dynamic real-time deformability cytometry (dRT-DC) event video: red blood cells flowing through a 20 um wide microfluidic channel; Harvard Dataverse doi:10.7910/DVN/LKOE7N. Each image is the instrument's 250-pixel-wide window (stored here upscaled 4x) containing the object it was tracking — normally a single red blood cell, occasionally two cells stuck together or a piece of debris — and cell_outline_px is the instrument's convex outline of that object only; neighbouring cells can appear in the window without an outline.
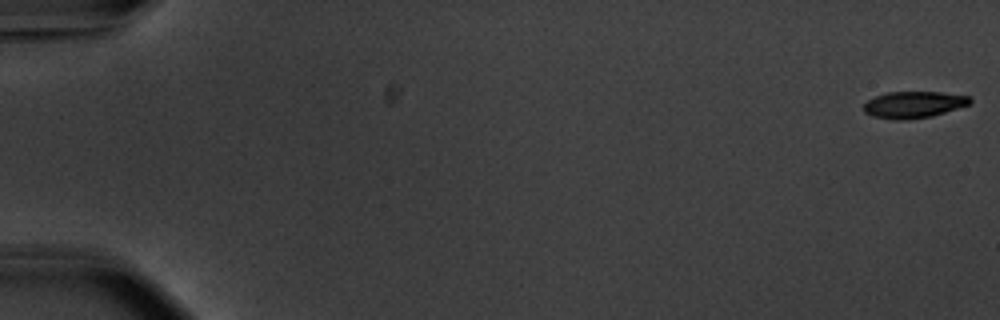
{"species": "common noctule bat (a hibernating species)", "species_latin": "Nyctalus noctula", "temperature_condition": "warm", "stored_images_in_passage": 56, "camera_frame_rate_fps": 3000, "um_per_image_px": 0.085, "animal": {"sex": "male", "body_mass_g": 20.1, "forearm_length_mm": 53.5}, "frame": {"image": 1, "passage_image": 1, "time_ms": 0.0, "image_size_px": [1000, 320], "cell_outline_px": [[972, 100], [968, 104], [932, 116], [904, 120], [896, 120], [872, 116], [864, 112], [864, 104], [868, 100], [876, 96], [888, 92], [940, 92], [968, 96]], "centroid_in_image_um": [77.62, 8.89], "position_along_channel_um": 7.4, "area_um2": 16.24}}
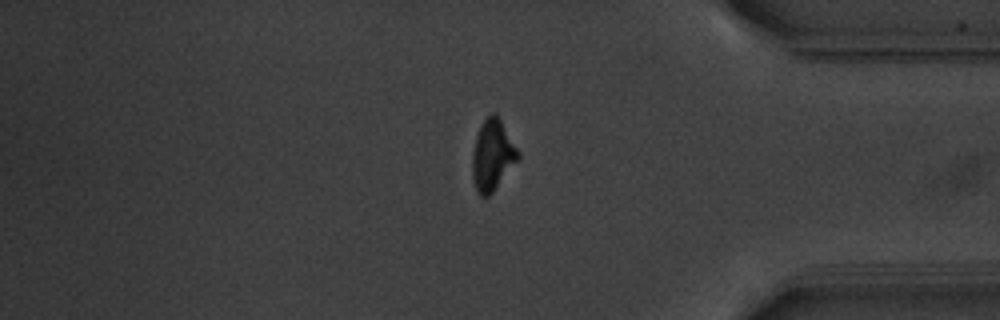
{"frame": {"image": 2, "passage_image": 47, "time_ms": 15.333, "image_size_px": [1000, 320], "cell_outline_px": [[520, 156], [492, 192], [488, 196], [480, 196], [472, 180], [472, 152], [476, 136], [480, 124], [492, 112], [496, 112], [520, 152]], "centroid_in_image_um": [41.84, 13.15], "position_along_channel_um": 393.4, "area_um2": 18.73}}
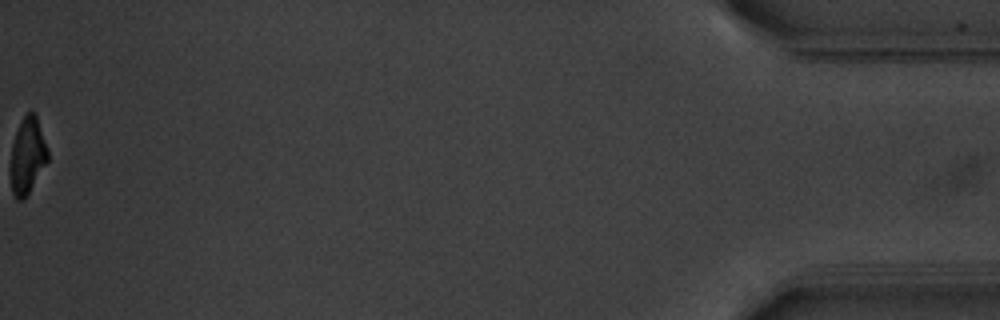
{"frame": {"image": 3, "passage_image": 56, "time_ms": 18.333, "image_size_px": [1000, 320], "cell_outline_px": [[48, 160], [24, 200], [16, 200], [12, 192], [12, 144], [16, 132], [24, 116], [28, 112], [36, 112], [48, 148]], "centroid_in_image_um": [2.37, 13.21], "position_along_channel_um": 432.8, "area_um2": 16.24}, "authors_computed_cell_mechanics": {"area_um2": 18.4382, "velocity_mm_per_s": 3.7422, "shape_relaxation_time_tau1_ms": 3.381, "shape_relaxation_time_tau2_ms": 4.8527, "deformation_change_tau1": 0.1652, "deformation_change_tau2": 0.0979}}